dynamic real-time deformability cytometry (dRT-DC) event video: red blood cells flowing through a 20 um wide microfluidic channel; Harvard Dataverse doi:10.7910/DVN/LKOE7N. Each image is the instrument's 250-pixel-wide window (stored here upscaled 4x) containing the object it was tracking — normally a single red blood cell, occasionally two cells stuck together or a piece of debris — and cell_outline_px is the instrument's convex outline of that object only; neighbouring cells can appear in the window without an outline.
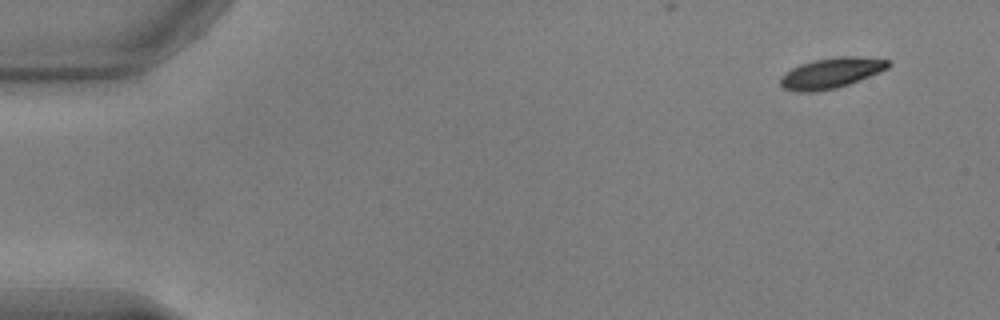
{"species": "common noctule bat (a hibernating species)", "species_latin": "Nyctalus noctula", "temperature_condition": "warm", "stored_images_in_passage": 10, "camera_frame_rate_fps": 3000, "um_per_image_px": 0.085, "animal": {"sex": "male", "body_mass_g": 17.9, "forearm_length_mm": 54.2}, "frame": {"image": 1, "passage_image": 1, "time_ms": 0.0, "image_size_px": [1000, 320], "cell_outline_px": [[892, 64], [888, 68], [880, 72], [848, 84], [836, 88], [812, 92], [796, 92], [784, 88], [780, 84], [780, 80], [792, 68], [800, 64], [812, 60], [840, 56], [856, 56], [888, 60]], "centroid_in_image_um": [70.67, 6.2], "position_along_channel_um": 14.3, "area_um2": 18.96}}